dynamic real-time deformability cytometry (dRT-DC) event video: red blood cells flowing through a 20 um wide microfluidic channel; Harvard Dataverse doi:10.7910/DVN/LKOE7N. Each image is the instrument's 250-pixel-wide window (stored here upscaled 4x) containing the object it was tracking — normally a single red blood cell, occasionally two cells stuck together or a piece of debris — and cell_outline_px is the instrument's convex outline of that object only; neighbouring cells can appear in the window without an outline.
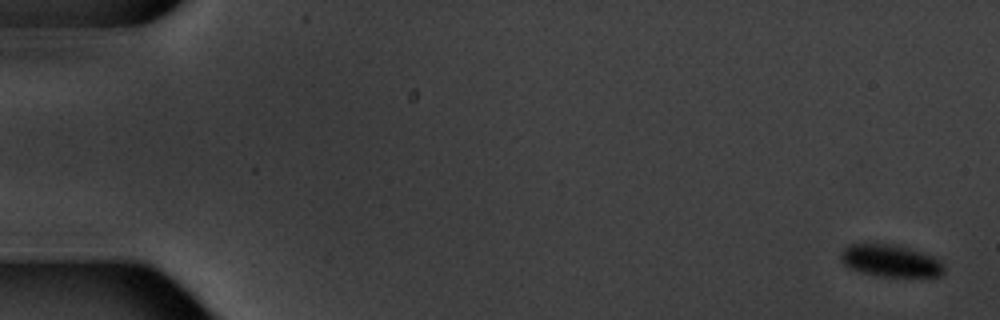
{"species": "common noctule bat (a hibernating species)", "species_latin": "Nyctalus noctula", "temperature_condition": "warm", "stored_images_in_passage": 6, "camera_frame_rate_fps": 3000, "um_per_image_px": 0.085, "animal": {"sex": "male", "body_mass_g": 20.1, "forearm_length_mm": 53.5}, "frame": {"image": 1, "passage_image": 1, "time_ms": 0.0, "image_size_px": [1000, 320], "cell_outline_px": [[944, 272], [940, 276], [880, 276], [860, 272], [844, 264], [840, 260], [840, 252], [848, 244], [896, 244], [924, 252], [940, 260], [944, 264]], "centroid_in_image_um": [75.7, 22.15], "position_along_channel_um": 9.3, "area_um2": 19.42}}
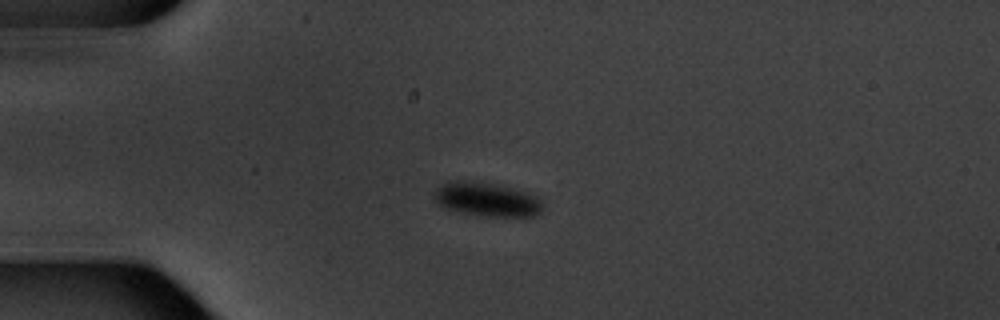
{"frame": {"image": 2, "passage_image": 5, "time_ms": 4.667, "image_size_px": [1000, 320], "cell_outline_px": [[540, 212], [536, 216], [480, 216], [448, 208], [440, 204], [436, 200], [432, 192], [436, 188], [448, 180], [464, 180], [496, 184], [528, 192], [536, 196], [540, 200]], "centroid_in_image_um": [41.35, 16.93], "position_along_channel_um": 43.6, "area_um2": 21.27}}